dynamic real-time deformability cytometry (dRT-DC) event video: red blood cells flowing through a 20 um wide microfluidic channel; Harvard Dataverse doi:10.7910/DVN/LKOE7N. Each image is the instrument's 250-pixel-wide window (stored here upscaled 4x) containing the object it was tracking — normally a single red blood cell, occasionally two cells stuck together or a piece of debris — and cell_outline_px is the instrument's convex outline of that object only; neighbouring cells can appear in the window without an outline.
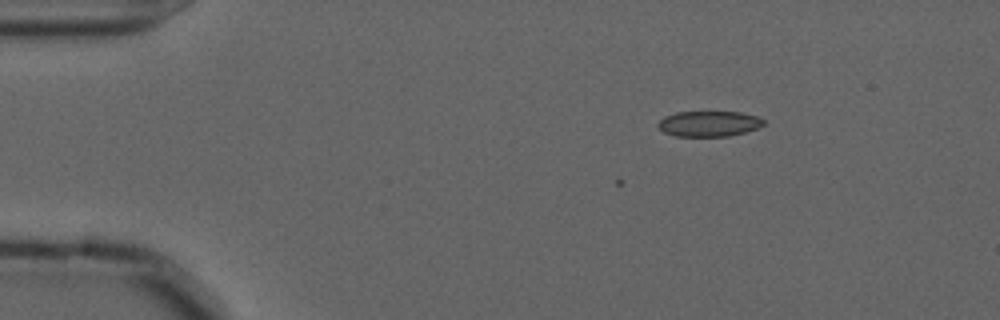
{"species": "common noctule bat (a hibernating species)", "species_latin": "Nyctalus noctula", "temperature_condition": "cold", "stored_images_in_passage": 11, "camera_frame_rate_fps": 3000, "um_per_image_px": 0.085, "animal": {"sex": "male", "forearm_length_mm": 52.5}, "frame": {"image": 1, "passage_image": 1, "time_ms": 0.0, "image_size_px": [1000, 320], "cell_outline_px": [[764, 124], [756, 128], [744, 132], [728, 136], [676, 136], [664, 132], [656, 124], [664, 116], [676, 112], [740, 112], [756, 116], [764, 120]], "centroid_in_image_um": [60.23, 10.51], "position_along_channel_um": 24.8, "area_um2": 15.55}}